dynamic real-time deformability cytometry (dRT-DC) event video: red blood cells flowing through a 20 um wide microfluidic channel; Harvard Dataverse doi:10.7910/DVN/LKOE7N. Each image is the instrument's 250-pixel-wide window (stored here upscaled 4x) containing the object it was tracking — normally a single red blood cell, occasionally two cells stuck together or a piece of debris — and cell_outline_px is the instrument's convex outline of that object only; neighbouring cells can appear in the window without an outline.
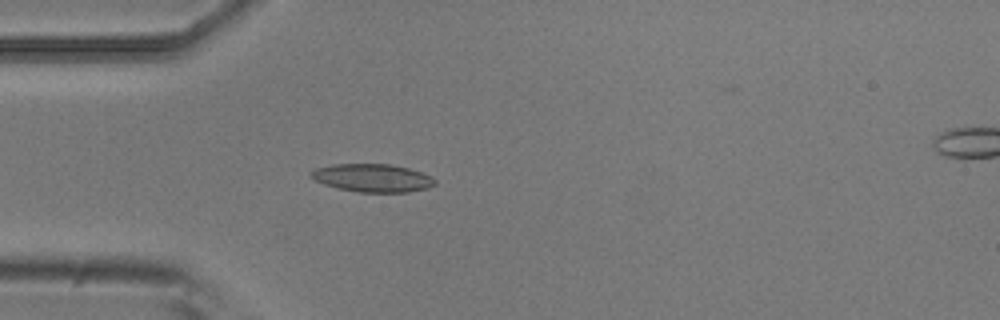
{"species": "common noctule bat (a hibernating species)", "species_latin": "Nyctalus noctula", "temperature_condition": "room temperature", "stored_images_in_passage": 5, "camera_frame_rate_fps": 3000, "um_per_image_px": 0.085, "animal": {"sex": "male", "body_mass_g": 20.5, "forearm_length_mm": 52.5}, "frame": {"image": 1, "passage_image": 4, "time_ms": 1.0, "image_size_px": [1000, 320], "cell_outline_px": [[436, 184], [428, 188], [408, 192], [360, 192], [340, 188], [324, 184], [308, 176], [308, 172], [316, 168], [332, 164], [392, 164], [408, 168], [432, 176], [436, 180]], "centroid_in_image_um": [31.66, 15.11], "position_along_channel_um": 53.3, "area_um2": 20.29}}